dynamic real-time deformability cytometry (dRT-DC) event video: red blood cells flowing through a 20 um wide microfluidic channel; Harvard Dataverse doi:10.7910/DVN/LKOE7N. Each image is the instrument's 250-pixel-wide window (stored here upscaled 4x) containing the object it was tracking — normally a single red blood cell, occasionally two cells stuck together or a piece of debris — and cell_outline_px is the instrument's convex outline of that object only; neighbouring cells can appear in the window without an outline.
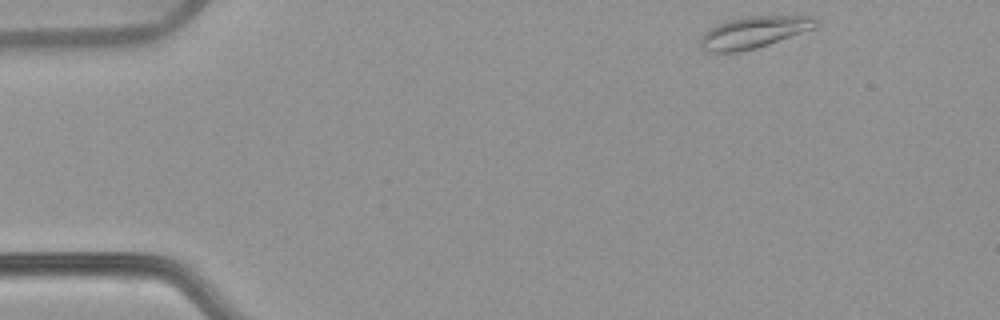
{"species": "common noctule bat (a hibernating species)", "species_latin": "Nyctalus noctula", "temperature_condition": "warm", "stored_images_in_passage": 48, "camera_frame_rate_fps": 3000, "um_per_image_px": 0.085, "animal": {"sex": "female", "body_mass_g": 22.7, "forearm_length_mm": 54.2}, "frame": {"image": 1, "passage_image": 1, "time_ms": 0.0, "image_size_px": [1000, 320], "cell_outline_px": [[816, 28], [756, 48], [740, 52], [704, 52], [700, 48], [700, 36], [704, 32], [716, 24], [728, 20], [748, 16], [812, 16], [816, 20]], "centroid_in_image_um": [64.01, 2.76], "position_along_channel_um": 21.0, "area_um2": 21.39}}
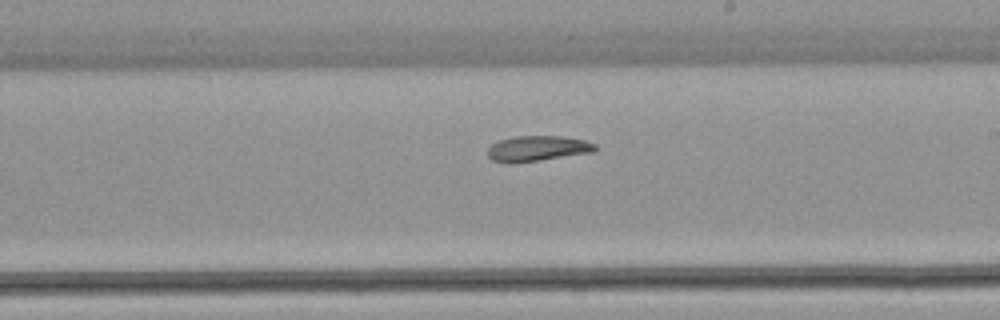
{"frame": {"image": 2, "passage_image": 26, "time_ms": 8.333, "image_size_px": [1000, 320], "cell_outline_px": [[596, 152], [540, 160], [492, 160], [488, 156], [488, 148], [492, 144], [500, 140], [516, 136], [560, 136], [584, 140], [596, 144]], "centroid_in_image_um": [45.78, 12.58], "position_along_channel_um": 243.2, "area_um2": 15.32}}
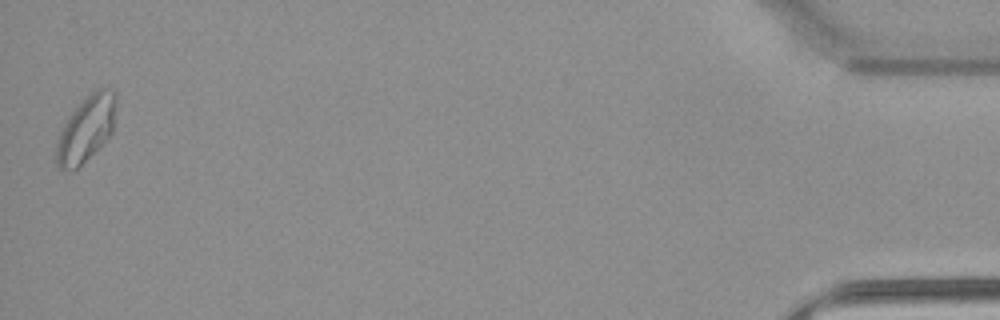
{"frame": {"image": 3, "passage_image": 48, "time_ms": 15.667, "image_size_px": [1000, 320], "cell_outline_px": [[116, 104], [112, 132], [76, 168], [60, 168], [56, 164], [56, 144], [60, 132], [68, 116], [96, 88], [112, 88], [116, 92]], "centroid_in_image_um": [7.33, 10.89], "position_along_channel_um": 427.9, "area_um2": 22.08}}